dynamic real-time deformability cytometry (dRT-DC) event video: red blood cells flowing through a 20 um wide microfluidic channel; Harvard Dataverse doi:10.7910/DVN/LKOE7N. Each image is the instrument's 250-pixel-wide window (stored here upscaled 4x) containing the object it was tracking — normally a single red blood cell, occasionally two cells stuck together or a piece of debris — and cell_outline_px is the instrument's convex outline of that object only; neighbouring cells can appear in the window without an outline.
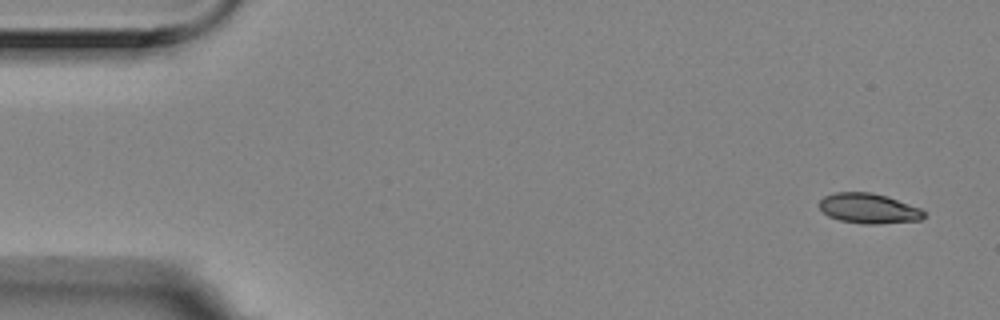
{"species": "Egyptian fruit bat (a non-hibernating species)", "species_latin": "Rousettus aegyptiacus", "temperature_condition": "room temperature", "stored_images_in_passage": 8, "camera_frame_rate_fps": 3000, "um_per_image_px": 0.085, "animal": {"sex": "female"}, "frame": {"image": 1, "passage_image": 1, "time_ms": 0.0, "image_size_px": [1000, 320], "cell_outline_px": [[924, 216], [920, 220], [876, 224], [864, 224], [840, 220], [828, 216], [820, 208], [820, 200], [824, 196], [836, 192], [872, 192], [888, 196], [920, 208], [924, 212]], "centroid_in_image_um": [73.83, 17.71], "position_along_channel_um": 11.2, "area_um2": 18.26}}
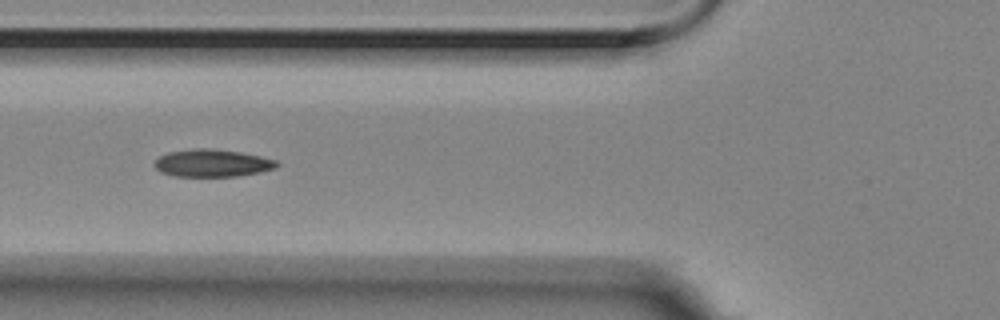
{"frame": {"image": 2, "passage_image": 6, "time_ms": 1.667, "image_size_px": [1000, 320], "cell_outline_px": [[280, 164], [276, 168], [260, 172], [236, 176], [176, 176], [160, 172], [152, 164], [160, 156], [168, 152], [192, 148], [208, 148], [240, 152], [260, 156], [276, 160]], "centroid_in_image_um": [18.03, 13.86], "position_along_channel_um": 107.8, "area_um2": 19.59}}
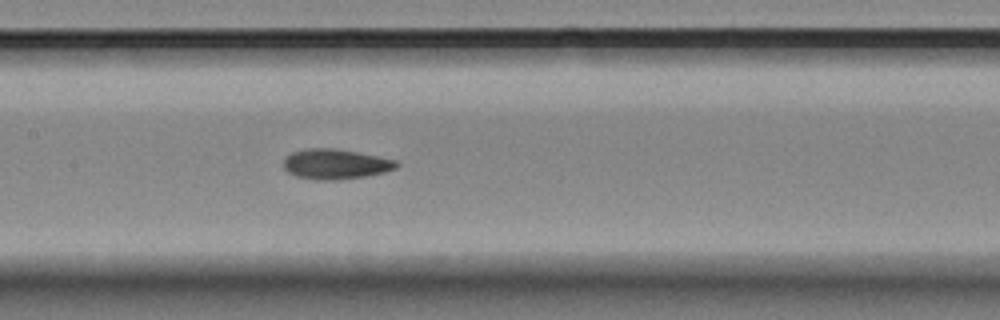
{"frame": {"image": 3, "passage_image": 8, "time_ms": 2.333, "image_size_px": [1000, 320], "cell_outline_px": [[400, 164], [396, 168], [384, 172], [364, 176], [336, 180], [316, 180], [296, 176], [288, 172], [284, 168], [284, 156], [292, 152], [304, 148], [336, 148], [396, 160]], "centroid_in_image_um": [28.48, 13.94], "position_along_channel_um": 178.9, "area_um2": 19.83}}